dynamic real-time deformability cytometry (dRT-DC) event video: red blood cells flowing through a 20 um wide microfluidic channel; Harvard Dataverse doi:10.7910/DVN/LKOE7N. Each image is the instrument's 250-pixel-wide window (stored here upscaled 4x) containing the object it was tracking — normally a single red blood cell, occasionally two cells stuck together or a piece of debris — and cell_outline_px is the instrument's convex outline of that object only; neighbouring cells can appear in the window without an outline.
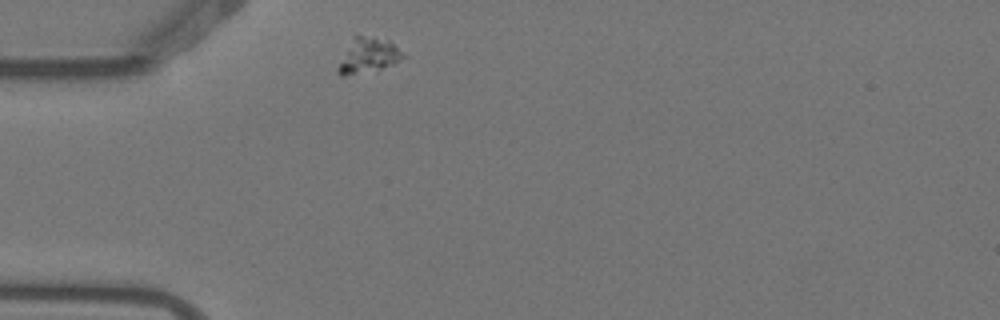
{"species": "Egyptian fruit bat (a non-hibernating species)", "species_latin": "Rousettus aegyptiacus", "temperature_condition": "warm", "stored_images_in_passage": 8, "camera_frame_rate_fps": 3000, "um_per_image_px": 0.085, "animal": {"sex": "female"}, "frame": {"image": 1, "passage_image": 1, "time_ms": 0.0, "image_size_px": [1000, 320], "cell_outline_px": [[404, 56], [392, 64], [380, 68], [344, 76], [340, 76], [340, 64], [356, 32], [388, 40]], "centroid_in_image_um": [31.29, 4.66], "position_along_channel_um": 53.7, "area_um2": 12.43}}
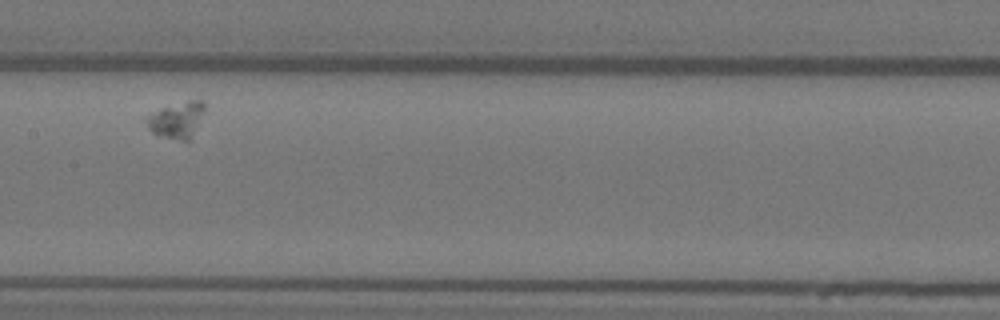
{"frame": {"image": 2, "passage_image": 5, "time_ms": 1.333, "image_size_px": [1000, 320], "cell_outline_px": [[204, 108], [188, 140], [180, 140], [156, 136], [148, 128], [144, 120], [148, 116], [164, 108], [188, 100], [204, 100]], "centroid_in_image_um": [14.96, 10.2], "position_along_channel_um": 192.4, "area_um2": 11.62}}
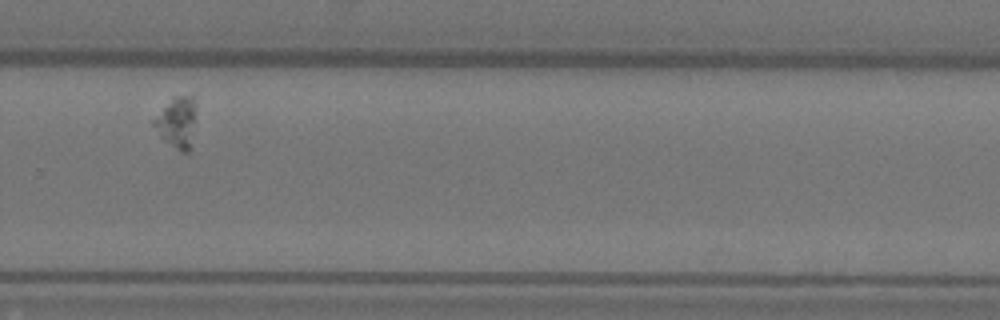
{"frame": {"image": 3, "passage_image": 8, "time_ms": 2.333, "image_size_px": [1000, 320], "cell_outline_px": [[196, 104], [188, 152], [180, 152], [160, 136], [152, 124], [152, 120], [172, 96], [192, 96]], "centroid_in_image_um": [14.99, 10.35], "position_along_channel_um": 314.8, "area_um2": 12.14}}